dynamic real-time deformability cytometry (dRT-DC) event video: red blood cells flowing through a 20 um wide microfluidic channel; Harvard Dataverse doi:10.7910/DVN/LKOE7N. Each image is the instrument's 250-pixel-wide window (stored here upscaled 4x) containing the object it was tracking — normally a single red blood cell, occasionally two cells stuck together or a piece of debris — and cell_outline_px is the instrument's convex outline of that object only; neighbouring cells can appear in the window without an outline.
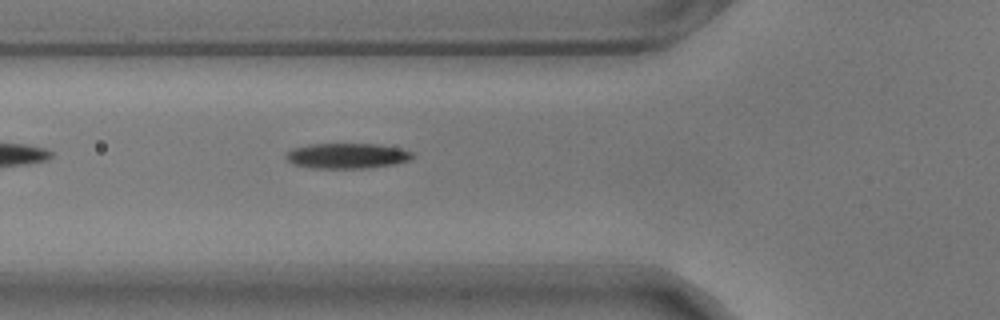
{"species": "common noctule bat (a hibernating species)", "species_latin": "Nyctalus noctula", "temperature_condition": "warm", "stored_images_in_passage": 17, "camera_frame_rate_fps": 3000, "um_per_image_px": 0.085, "animal": {"sex": "male", "body_mass_g": 17.9}, "frame": {"image": 1, "passage_image": 3, "time_ms": 0.667, "image_size_px": [1000, 320], "cell_outline_px": [[416, 156], [412, 160], [396, 164], [368, 168], [312, 168], [292, 164], [284, 156], [292, 148], [308, 144], [376, 144], [400, 148], [412, 152]], "centroid_in_image_um": [29.53, 13.25], "position_along_channel_um": 96.3, "area_um2": 18.9}}
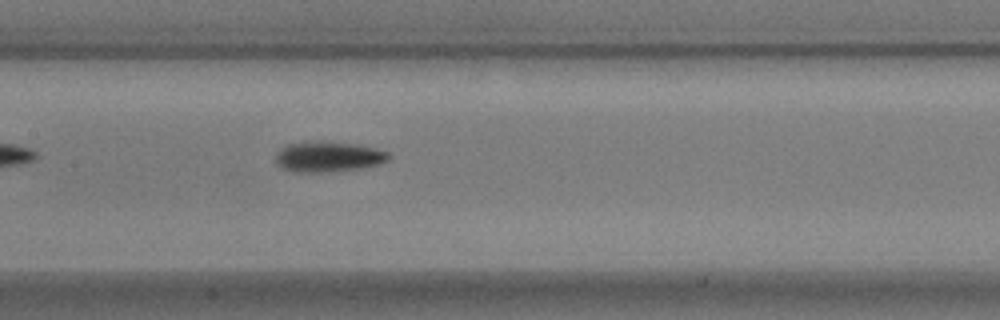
{"frame": {"image": 2, "passage_image": 10, "time_ms": 3.0, "image_size_px": [1000, 320], "cell_outline_px": [[392, 156], [388, 160], [380, 164], [360, 168], [324, 172], [292, 172], [276, 164], [276, 152], [280, 148], [288, 144], [304, 140], [320, 140], [360, 144], [376, 148], [388, 152]], "centroid_in_image_um": [27.89, 13.29], "position_along_channel_um": 179.5, "area_um2": 20.58}}
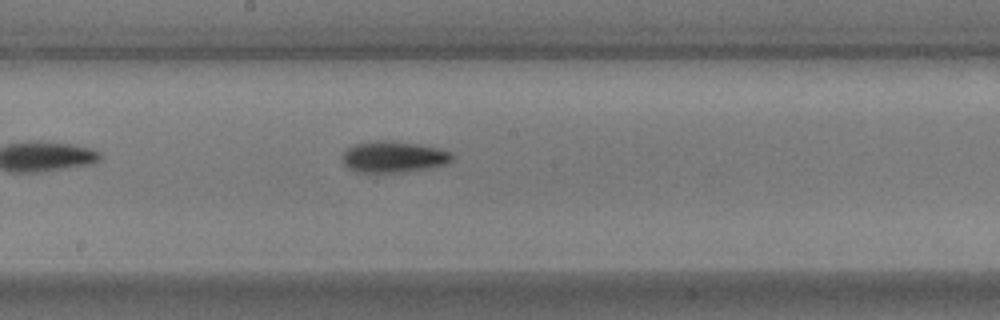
{"frame": {"image": 3, "passage_image": 13, "time_ms": 4.0, "image_size_px": [1000, 320], "cell_outline_px": [[456, 156], [448, 164], [432, 168], [404, 172], [356, 172], [348, 168], [344, 164], [340, 156], [352, 144], [376, 140], [384, 140], [420, 144], [440, 148], [452, 152]], "centroid_in_image_um": [33.49, 13.33], "position_along_channel_um": 214.7, "area_um2": 20.52}}